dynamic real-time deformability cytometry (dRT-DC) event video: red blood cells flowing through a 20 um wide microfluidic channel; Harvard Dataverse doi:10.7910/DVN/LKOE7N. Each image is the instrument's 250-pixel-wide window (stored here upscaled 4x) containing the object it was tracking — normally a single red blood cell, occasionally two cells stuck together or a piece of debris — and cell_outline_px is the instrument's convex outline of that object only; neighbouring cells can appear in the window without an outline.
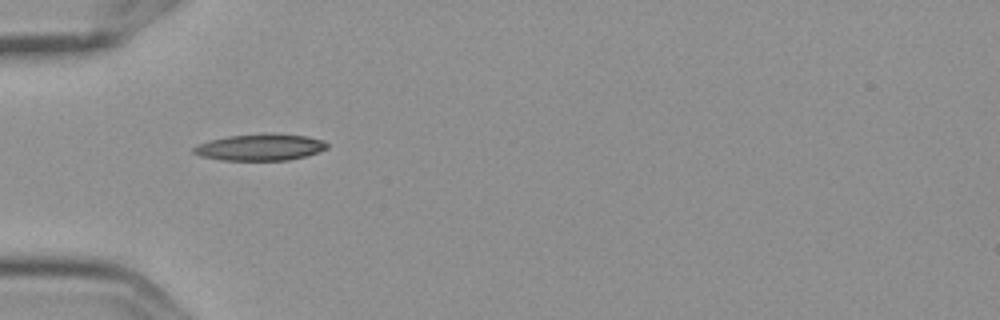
{"species": "Egyptian fruit bat (a non-hibernating species)", "species_latin": "Rousettus aegyptiacus", "temperature_condition": "cold", "stored_images_in_passage": 2, "camera_frame_rate_fps": 3000, "um_per_image_px": 0.085, "frame": {"image": 1, "passage_image": 1, "time_ms": 0.0, "image_size_px": [1000, 320], "cell_outline_px": [[328, 148], [304, 156], [288, 160], [220, 160], [200, 156], [192, 152], [192, 148], [196, 144], [208, 140], [228, 136], [264, 132], [276, 132], [308, 136], [324, 140], [328, 144]], "centroid_in_image_um": [22.09, 12.49], "position_along_channel_um": 62.9, "area_um2": 21.15}}
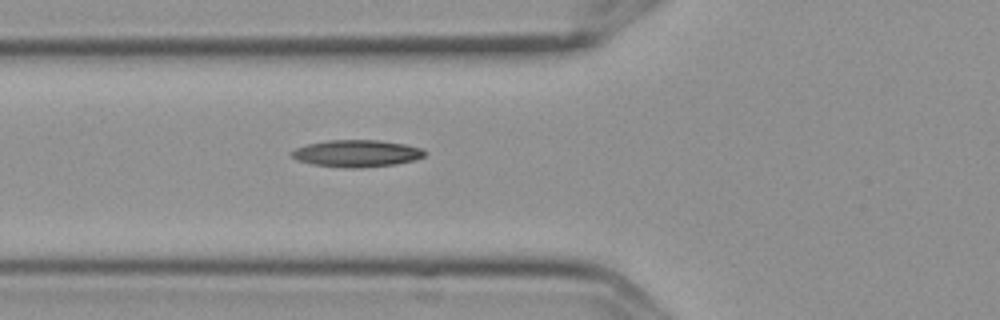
{"frame": {"image": 2, "passage_image": 2, "time_ms": 0.333, "image_size_px": [1000, 320], "cell_outline_px": [[428, 152], [424, 156], [416, 160], [396, 164], [360, 168], [348, 168], [312, 164], [296, 160], [288, 152], [296, 148], [308, 144], [328, 140], [380, 140], [404, 144], [424, 148]], "centroid_in_image_um": [30.35, 13.04], "position_along_channel_um": 95.4, "area_um2": 21.15}}